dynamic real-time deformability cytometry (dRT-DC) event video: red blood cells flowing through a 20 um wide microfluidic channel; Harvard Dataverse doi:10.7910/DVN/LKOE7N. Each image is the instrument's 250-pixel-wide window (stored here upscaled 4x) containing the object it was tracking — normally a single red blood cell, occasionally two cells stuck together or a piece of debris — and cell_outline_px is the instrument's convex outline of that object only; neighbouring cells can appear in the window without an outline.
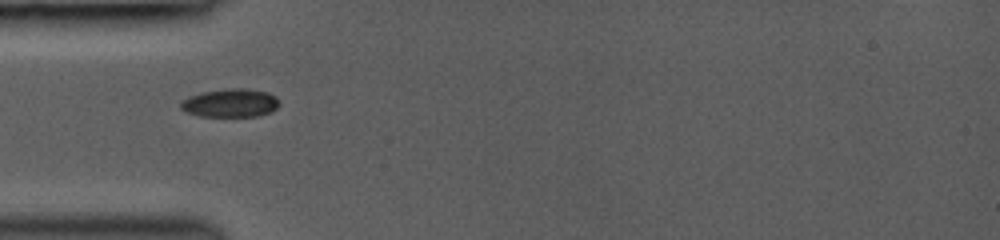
{"species": "common noctule bat (a hibernating species)", "species_latin": "Nyctalus noctula", "temperature_condition": "room temperature", "stored_images_in_passage": 3, "camera_frame_rate_fps": 3000, "um_per_image_px": 0.085, "animal": {"sex": "female", "body_mass_g": 19.0, "forearm_length_mm": 53.3}, "frame": {"image": 1, "passage_image": 1, "time_ms": 0.0, "image_size_px": [1000, 240], "cell_outline_px": [[280, 104], [272, 112], [256, 116], [200, 116], [188, 112], [180, 108], [180, 100], [188, 96], [200, 92], [228, 88], [244, 88], [268, 92], [276, 96]], "centroid_in_image_um": [19.58, 8.74], "position_along_channel_um": 65.4, "area_um2": 16.47}}